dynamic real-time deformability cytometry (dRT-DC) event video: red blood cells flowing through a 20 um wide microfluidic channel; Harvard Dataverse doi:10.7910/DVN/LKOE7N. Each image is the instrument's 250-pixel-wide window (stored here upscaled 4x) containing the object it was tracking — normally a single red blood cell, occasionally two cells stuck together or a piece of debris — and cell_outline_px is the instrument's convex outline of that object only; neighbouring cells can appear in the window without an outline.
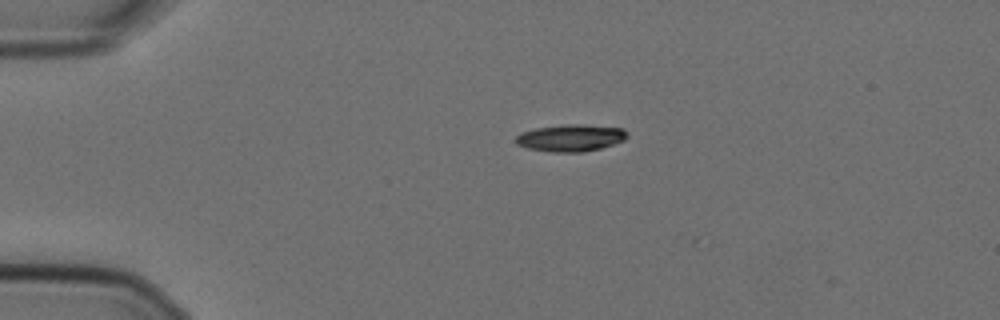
{"species": "Egyptian fruit bat (a non-hibernating species)", "species_latin": "Rousettus aegyptiacus", "temperature_condition": "cold", "stored_images_in_passage": 3, "camera_frame_rate_fps": 3000, "um_per_image_px": 0.085, "animal": {"sex": "female"}, "frame": {"image": 1, "passage_image": 1, "time_ms": 0.0, "image_size_px": [1000, 320], "cell_outline_px": [[628, 136], [624, 140], [600, 148], [584, 152], [552, 152], [528, 148], [516, 144], [516, 136], [520, 132], [536, 128], [564, 124], [580, 124], [624, 128], [628, 132]], "centroid_in_image_um": [48.51, 11.71], "position_along_channel_um": 36.5, "area_um2": 17.57}}